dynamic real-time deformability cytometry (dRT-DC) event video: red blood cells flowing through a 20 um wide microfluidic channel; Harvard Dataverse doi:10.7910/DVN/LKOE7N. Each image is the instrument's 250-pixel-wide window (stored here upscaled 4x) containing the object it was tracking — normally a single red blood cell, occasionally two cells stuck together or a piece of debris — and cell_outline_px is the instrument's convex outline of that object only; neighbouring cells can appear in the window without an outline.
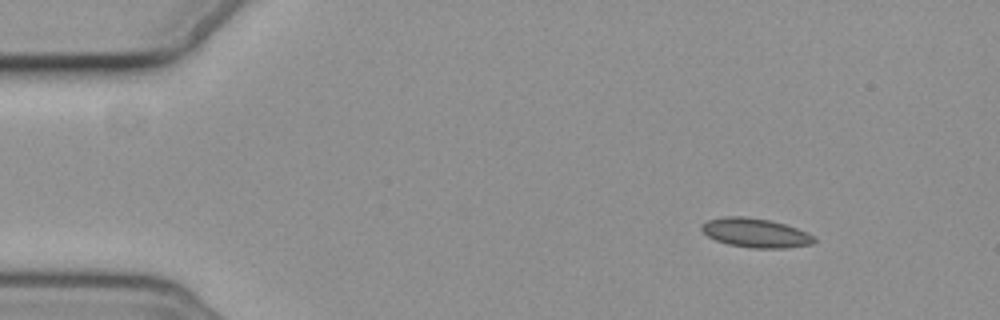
{"species": "common noctule bat (a hibernating species)", "species_latin": "Nyctalus noctula", "temperature_condition": "cold", "stored_images_in_passage": 14, "camera_frame_rate_fps": 3000, "um_per_image_px": 0.085, "animal": {"sex": "female", "body_mass_g": 19.3, "forearm_length_mm": 54.1}, "frame": {"image": 1, "passage_image": 2, "time_ms": 1.333, "image_size_px": [1000, 320], "cell_outline_px": [[816, 240], [812, 244], [784, 248], [752, 248], [728, 244], [716, 240], [708, 236], [700, 228], [700, 224], [708, 220], [724, 216], [744, 216], [768, 220], [784, 224], [808, 232]], "centroid_in_image_um": [64.19, 19.79], "position_along_channel_um": 20.8, "area_um2": 19.02}}
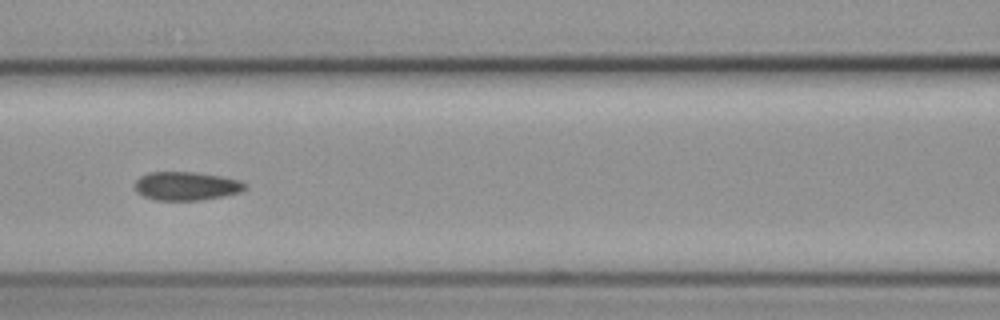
{"frame": {"image": 2, "passage_image": 6, "time_ms": 7.333, "image_size_px": [1000, 320], "cell_outline_px": [[248, 188], [240, 192], [224, 196], [200, 200], [156, 200], [144, 196], [136, 192], [136, 180], [140, 176], [148, 172], [192, 172], [220, 176], [240, 180], [248, 184]], "centroid_in_image_um": [15.87, 15.81], "position_along_channel_um": 150.7, "area_um2": 18.38}}
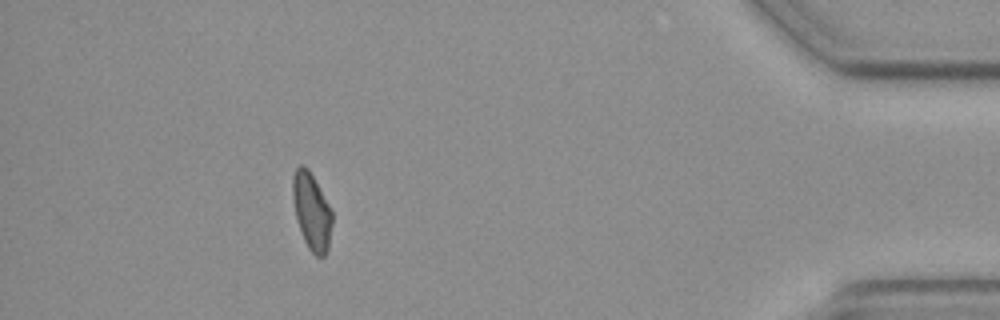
{"frame": {"image": 3, "passage_image": 13, "time_ms": 16.0, "image_size_px": [1000, 320], "cell_outline_px": [[332, 224], [328, 248], [324, 256], [316, 256], [308, 248], [304, 240], [296, 216], [292, 196], [292, 176], [296, 168], [300, 164], [308, 168], [328, 204], [332, 212]], "centroid_in_image_um": [26.48, 17.96], "position_along_channel_um": 408.7, "area_um2": 17.4}, "authors_computed_cell_mechanics": {"area_um2": 18.4382, "velocity_mm_per_s": 3.677, "shape_relaxation_time_tau1_ms": null, "shape_relaxation_time_tau2_ms": 3.3307, "deformation_change_tau1": null, "deformation_change_tau2": 0.0569}}